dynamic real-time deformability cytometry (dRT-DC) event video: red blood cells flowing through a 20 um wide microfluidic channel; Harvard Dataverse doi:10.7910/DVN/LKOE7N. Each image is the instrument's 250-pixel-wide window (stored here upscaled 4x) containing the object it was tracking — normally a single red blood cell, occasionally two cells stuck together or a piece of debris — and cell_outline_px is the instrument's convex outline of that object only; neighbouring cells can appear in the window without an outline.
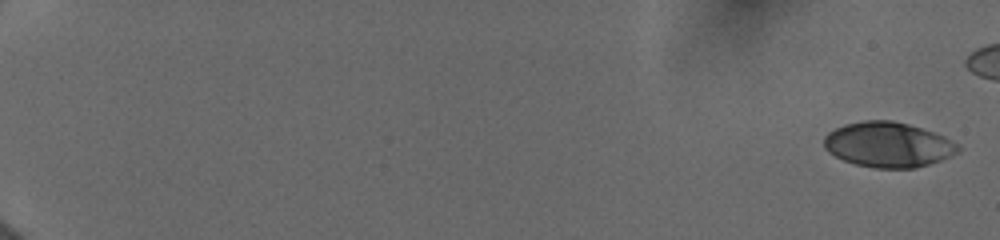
{"species": "human", "species_latin": "Homo sapiens", "temperature_condition": "cold", "stored_images_in_passage": 21, "camera_frame_rate_fps": 3000, "um_per_image_px": 0.085, "donor": {"sex": "female"}, "frame": {"image": 1, "passage_image": 1, "time_ms": 0.0, "image_size_px": [1000, 240], "cell_outline_px": [[960, 148], [956, 152], [940, 160], [916, 168], [872, 168], [856, 164], [844, 160], [828, 152], [824, 148], [824, 136], [828, 132], [844, 124], [864, 120], [892, 120], [908, 124], [944, 136], [960, 144]], "centroid_in_image_um": [75.46, 12.29], "position_along_channel_um": 9.5, "area_um2": 35.14}}
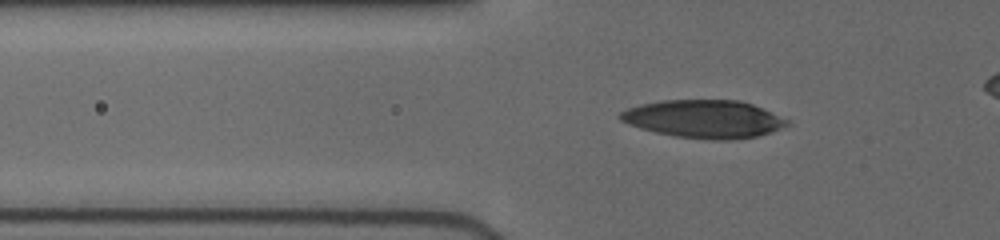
{"frame": {"image": 2, "passage_image": 16, "time_ms": 6.667, "image_size_px": [1000, 240], "cell_outline_px": [[788, 124], [772, 132], [756, 136], [728, 140], [712, 140], [676, 136], [656, 132], [640, 128], [628, 124], [620, 120], [616, 116], [620, 112], [628, 108], [640, 104], [664, 100], [736, 100], [752, 104], [788, 120]], "centroid_in_image_um": [59.78, 10.11], "position_along_channel_um": 66.0, "area_um2": 36.59}}
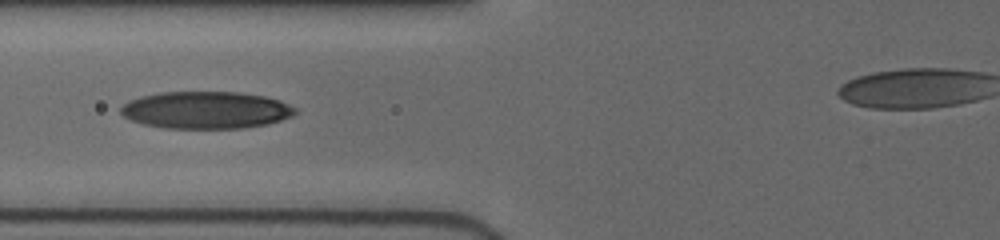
{"frame": {"image": 3, "passage_image": 20, "time_ms": 8.0, "image_size_px": [1000, 240], "cell_outline_px": [[296, 112], [292, 116], [268, 124], [244, 128], [164, 128], [144, 124], [132, 120], [124, 116], [120, 112], [120, 108], [128, 100], [140, 96], [160, 92], [240, 92], [264, 96], [280, 100], [296, 108]], "centroid_in_image_um": [17.5, 9.35], "position_along_channel_um": 108.3, "area_um2": 37.92}}